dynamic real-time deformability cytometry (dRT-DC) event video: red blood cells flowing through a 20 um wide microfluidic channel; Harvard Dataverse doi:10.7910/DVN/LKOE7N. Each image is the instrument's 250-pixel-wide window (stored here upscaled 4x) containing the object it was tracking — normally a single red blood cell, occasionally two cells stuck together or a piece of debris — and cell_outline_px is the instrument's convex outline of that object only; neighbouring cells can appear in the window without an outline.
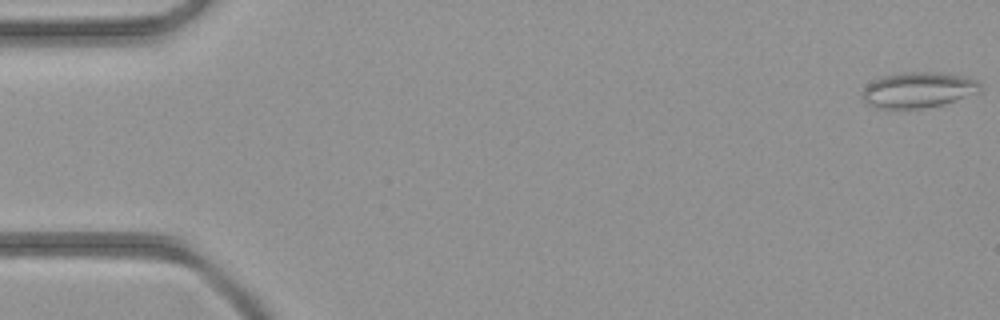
{"species": "common noctule bat (a hibernating species)", "species_latin": "Nyctalus noctula", "temperature_condition": "room temperature", "stored_images_in_passage": 14, "camera_frame_rate_fps": 3000, "um_per_image_px": 0.085, "animal": {"sex": "female", "body_mass_g": 21.9}, "frame": {"image": 1, "passage_image": 1, "time_ms": 0.0, "image_size_px": [1000, 320], "cell_outline_px": [[984, 88], [980, 92], [944, 104], [924, 108], [876, 108], [864, 100], [864, 88], [868, 84], [884, 76], [908, 72], [928, 72], [964, 76], [976, 80]], "centroid_in_image_um": [78.11, 7.65], "position_along_channel_um": 6.9, "area_um2": 24.04}}